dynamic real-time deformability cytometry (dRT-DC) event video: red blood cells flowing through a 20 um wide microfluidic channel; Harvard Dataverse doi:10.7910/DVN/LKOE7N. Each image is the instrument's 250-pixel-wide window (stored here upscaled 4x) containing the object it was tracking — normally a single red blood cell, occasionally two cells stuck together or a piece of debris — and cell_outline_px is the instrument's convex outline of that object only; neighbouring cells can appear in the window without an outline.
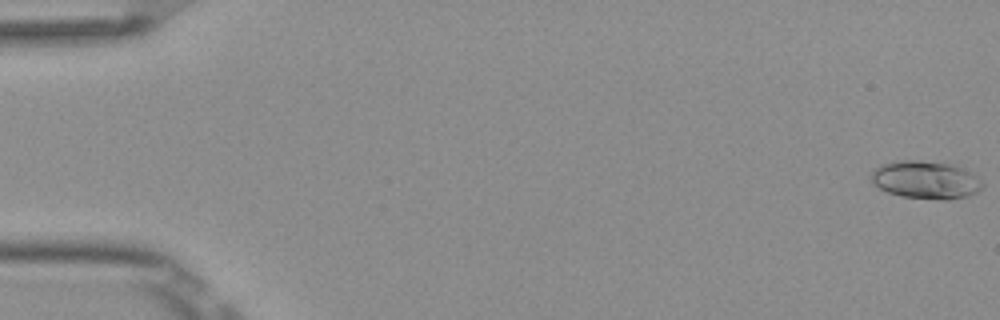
{"species": "Egyptian fruit bat (a non-hibernating species)", "species_latin": "Rousettus aegyptiacus", "temperature_condition": "room temperature", "stored_images_in_passage": 14, "camera_frame_rate_fps": 3000, "um_per_image_px": 0.085, "frame": {"image": 1, "passage_image": 1, "time_ms": 0.0, "image_size_px": [1000, 320], "cell_outline_px": [[984, 184], [976, 192], [968, 196], [948, 200], [940, 200], [900, 196], [888, 192], [880, 188], [872, 180], [872, 172], [880, 164], [900, 160], [920, 160], [948, 164], [964, 168], [976, 176]], "centroid_in_image_um": [78.69, 15.29], "position_along_channel_um": 6.3, "area_um2": 24.39}}